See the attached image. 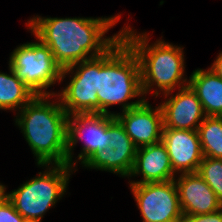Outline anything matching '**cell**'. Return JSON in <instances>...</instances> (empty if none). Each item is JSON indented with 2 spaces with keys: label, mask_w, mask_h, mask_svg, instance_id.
Instances as JSON below:
<instances>
[{
  "label": "cell",
  "mask_w": 222,
  "mask_h": 222,
  "mask_svg": "<svg viewBox=\"0 0 222 222\" xmlns=\"http://www.w3.org/2000/svg\"><path fill=\"white\" fill-rule=\"evenodd\" d=\"M120 18L119 14L104 18H44L37 15L30 18L26 26L50 48L63 69L107 52L121 38V29L111 37L104 35Z\"/></svg>",
  "instance_id": "6da1fadb"
},
{
  "label": "cell",
  "mask_w": 222,
  "mask_h": 222,
  "mask_svg": "<svg viewBox=\"0 0 222 222\" xmlns=\"http://www.w3.org/2000/svg\"><path fill=\"white\" fill-rule=\"evenodd\" d=\"M54 95H36L18 113L21 129L37 164H68L69 115ZM54 102V103H53Z\"/></svg>",
  "instance_id": "7a4b0ae2"
},
{
  "label": "cell",
  "mask_w": 222,
  "mask_h": 222,
  "mask_svg": "<svg viewBox=\"0 0 222 222\" xmlns=\"http://www.w3.org/2000/svg\"><path fill=\"white\" fill-rule=\"evenodd\" d=\"M121 37L132 49L140 65L141 88L144 98L156 86L153 96L173 92L188 86L189 79L184 77L185 60L183 47L170 44L162 39L149 45L150 37L134 31L130 26H124ZM161 92V93H160Z\"/></svg>",
  "instance_id": "3957f363"
},
{
  "label": "cell",
  "mask_w": 222,
  "mask_h": 222,
  "mask_svg": "<svg viewBox=\"0 0 222 222\" xmlns=\"http://www.w3.org/2000/svg\"><path fill=\"white\" fill-rule=\"evenodd\" d=\"M97 97L99 114L112 116L116 115L115 112L108 110L112 105H121L123 112L145 100L138 58L122 37L107 52L99 56ZM137 97L141 98L128 102Z\"/></svg>",
  "instance_id": "277c9868"
},
{
  "label": "cell",
  "mask_w": 222,
  "mask_h": 222,
  "mask_svg": "<svg viewBox=\"0 0 222 222\" xmlns=\"http://www.w3.org/2000/svg\"><path fill=\"white\" fill-rule=\"evenodd\" d=\"M45 171L26 181L12 192L6 193L16 211L26 221L41 222L50 207L60 200L69 183L70 175L75 172L68 164H37Z\"/></svg>",
  "instance_id": "5b68a950"
},
{
  "label": "cell",
  "mask_w": 222,
  "mask_h": 222,
  "mask_svg": "<svg viewBox=\"0 0 222 222\" xmlns=\"http://www.w3.org/2000/svg\"><path fill=\"white\" fill-rule=\"evenodd\" d=\"M16 47L9 57L15 75L36 95H56L46 91L56 82L61 83L62 68L55 61L50 48L39 39Z\"/></svg>",
  "instance_id": "8992f818"
},
{
  "label": "cell",
  "mask_w": 222,
  "mask_h": 222,
  "mask_svg": "<svg viewBox=\"0 0 222 222\" xmlns=\"http://www.w3.org/2000/svg\"><path fill=\"white\" fill-rule=\"evenodd\" d=\"M67 74L70 75V82L61 92L56 93L55 100L59 98L61 106L69 116L99 114V56L63 68L61 82Z\"/></svg>",
  "instance_id": "52a82bcc"
},
{
  "label": "cell",
  "mask_w": 222,
  "mask_h": 222,
  "mask_svg": "<svg viewBox=\"0 0 222 222\" xmlns=\"http://www.w3.org/2000/svg\"><path fill=\"white\" fill-rule=\"evenodd\" d=\"M142 222H172L183 217L174 180L130 184Z\"/></svg>",
  "instance_id": "ba28073f"
},
{
  "label": "cell",
  "mask_w": 222,
  "mask_h": 222,
  "mask_svg": "<svg viewBox=\"0 0 222 222\" xmlns=\"http://www.w3.org/2000/svg\"><path fill=\"white\" fill-rule=\"evenodd\" d=\"M83 140L81 152L78 154L79 163L83 165L97 151L109 146L108 115L77 114L69 117L68 134V165L78 170L77 160L73 161V150L77 143ZM77 163V164H76Z\"/></svg>",
  "instance_id": "9c48e42d"
},
{
  "label": "cell",
  "mask_w": 222,
  "mask_h": 222,
  "mask_svg": "<svg viewBox=\"0 0 222 222\" xmlns=\"http://www.w3.org/2000/svg\"><path fill=\"white\" fill-rule=\"evenodd\" d=\"M115 117L137 148L161 142L164 123L160 105L154 109L145 99L136 107L116 113Z\"/></svg>",
  "instance_id": "30bf717a"
},
{
  "label": "cell",
  "mask_w": 222,
  "mask_h": 222,
  "mask_svg": "<svg viewBox=\"0 0 222 222\" xmlns=\"http://www.w3.org/2000/svg\"><path fill=\"white\" fill-rule=\"evenodd\" d=\"M171 94L172 91L163 94L167 99L159 104L163 113V129L197 131L206 115L196 93L188 85L178 89L175 95Z\"/></svg>",
  "instance_id": "8fae6325"
},
{
  "label": "cell",
  "mask_w": 222,
  "mask_h": 222,
  "mask_svg": "<svg viewBox=\"0 0 222 222\" xmlns=\"http://www.w3.org/2000/svg\"><path fill=\"white\" fill-rule=\"evenodd\" d=\"M161 141L167 149L175 174L198 171L204 155L197 131L163 129Z\"/></svg>",
  "instance_id": "7c38bea8"
},
{
  "label": "cell",
  "mask_w": 222,
  "mask_h": 222,
  "mask_svg": "<svg viewBox=\"0 0 222 222\" xmlns=\"http://www.w3.org/2000/svg\"><path fill=\"white\" fill-rule=\"evenodd\" d=\"M174 181L183 216L208 214L222 208V202L197 172L180 174Z\"/></svg>",
  "instance_id": "4fadbf2b"
},
{
  "label": "cell",
  "mask_w": 222,
  "mask_h": 222,
  "mask_svg": "<svg viewBox=\"0 0 222 222\" xmlns=\"http://www.w3.org/2000/svg\"><path fill=\"white\" fill-rule=\"evenodd\" d=\"M138 175H142V179L131 181L130 184L166 182L177 178L172 170L170 157L162 141L137 148L135 163L129 177Z\"/></svg>",
  "instance_id": "5bb4252c"
},
{
  "label": "cell",
  "mask_w": 222,
  "mask_h": 222,
  "mask_svg": "<svg viewBox=\"0 0 222 222\" xmlns=\"http://www.w3.org/2000/svg\"><path fill=\"white\" fill-rule=\"evenodd\" d=\"M188 85L196 93L206 116H222L221 77L210 68H198L190 75Z\"/></svg>",
  "instance_id": "9a60e30c"
},
{
  "label": "cell",
  "mask_w": 222,
  "mask_h": 222,
  "mask_svg": "<svg viewBox=\"0 0 222 222\" xmlns=\"http://www.w3.org/2000/svg\"><path fill=\"white\" fill-rule=\"evenodd\" d=\"M108 136L109 147L114 149L116 155V175L128 178L133 170L137 147L123 125L112 115H108Z\"/></svg>",
  "instance_id": "2e32d148"
},
{
  "label": "cell",
  "mask_w": 222,
  "mask_h": 222,
  "mask_svg": "<svg viewBox=\"0 0 222 222\" xmlns=\"http://www.w3.org/2000/svg\"><path fill=\"white\" fill-rule=\"evenodd\" d=\"M9 73L0 72V110L20 111L36 94L15 75L10 65Z\"/></svg>",
  "instance_id": "e0dca14e"
},
{
  "label": "cell",
  "mask_w": 222,
  "mask_h": 222,
  "mask_svg": "<svg viewBox=\"0 0 222 222\" xmlns=\"http://www.w3.org/2000/svg\"><path fill=\"white\" fill-rule=\"evenodd\" d=\"M197 132L203 155L222 159V116H206Z\"/></svg>",
  "instance_id": "ac0fdd59"
},
{
  "label": "cell",
  "mask_w": 222,
  "mask_h": 222,
  "mask_svg": "<svg viewBox=\"0 0 222 222\" xmlns=\"http://www.w3.org/2000/svg\"><path fill=\"white\" fill-rule=\"evenodd\" d=\"M197 173L222 202V159L204 156Z\"/></svg>",
  "instance_id": "d6986e66"
},
{
  "label": "cell",
  "mask_w": 222,
  "mask_h": 222,
  "mask_svg": "<svg viewBox=\"0 0 222 222\" xmlns=\"http://www.w3.org/2000/svg\"><path fill=\"white\" fill-rule=\"evenodd\" d=\"M85 168L98 169L116 174V155L111 147H105L92 155L83 165Z\"/></svg>",
  "instance_id": "ffe728a7"
},
{
  "label": "cell",
  "mask_w": 222,
  "mask_h": 222,
  "mask_svg": "<svg viewBox=\"0 0 222 222\" xmlns=\"http://www.w3.org/2000/svg\"><path fill=\"white\" fill-rule=\"evenodd\" d=\"M0 222H26L16 211L11 201L5 197L0 201Z\"/></svg>",
  "instance_id": "44dd1931"
},
{
  "label": "cell",
  "mask_w": 222,
  "mask_h": 222,
  "mask_svg": "<svg viewBox=\"0 0 222 222\" xmlns=\"http://www.w3.org/2000/svg\"><path fill=\"white\" fill-rule=\"evenodd\" d=\"M185 222H222V208L202 215L183 216Z\"/></svg>",
  "instance_id": "7402d4cb"
},
{
  "label": "cell",
  "mask_w": 222,
  "mask_h": 222,
  "mask_svg": "<svg viewBox=\"0 0 222 222\" xmlns=\"http://www.w3.org/2000/svg\"><path fill=\"white\" fill-rule=\"evenodd\" d=\"M209 68L222 78V51L219 53Z\"/></svg>",
  "instance_id": "603a6c76"
},
{
  "label": "cell",
  "mask_w": 222,
  "mask_h": 222,
  "mask_svg": "<svg viewBox=\"0 0 222 222\" xmlns=\"http://www.w3.org/2000/svg\"><path fill=\"white\" fill-rule=\"evenodd\" d=\"M6 186L0 183V201L6 197Z\"/></svg>",
  "instance_id": "cb8c5ba5"
},
{
  "label": "cell",
  "mask_w": 222,
  "mask_h": 222,
  "mask_svg": "<svg viewBox=\"0 0 222 222\" xmlns=\"http://www.w3.org/2000/svg\"><path fill=\"white\" fill-rule=\"evenodd\" d=\"M172 222H185V221H184V219H183V217H182V218H179V219H177V220H175V221H172Z\"/></svg>",
  "instance_id": "d4e9b609"
}]
</instances>
